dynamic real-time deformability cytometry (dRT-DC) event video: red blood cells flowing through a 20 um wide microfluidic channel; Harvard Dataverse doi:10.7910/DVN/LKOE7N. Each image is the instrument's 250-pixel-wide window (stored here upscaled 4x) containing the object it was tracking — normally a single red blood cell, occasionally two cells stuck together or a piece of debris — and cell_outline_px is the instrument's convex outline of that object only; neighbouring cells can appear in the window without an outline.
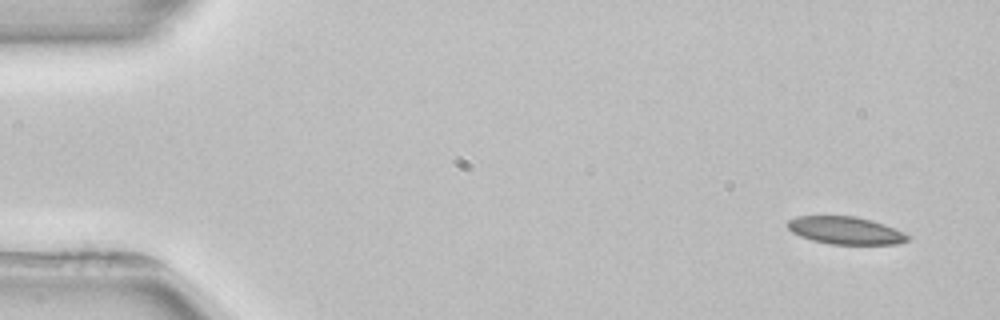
{"species": "common noctule bat (a hibernating species)", "species_latin": "Nyctalus noctula", "temperature_condition": "room temperature", "stored_images_in_passage": 4, "camera_frame_rate_fps": 3000, "um_per_image_px": 0.085, "animal": {"sex": "female", "body_mass_g": 22.7, "forearm_length_mm": 54.2}, "frame": {"image": 1, "passage_image": 1, "time_ms": 0.0, "image_size_px": [1000, 320], "cell_outline_px": [[908, 240], [896, 244], [828, 244], [812, 240], [800, 236], [792, 232], [788, 228], [788, 220], [796, 216], [852, 216], [884, 224], [904, 232], [908, 236]], "centroid_in_image_um": [71.83, 19.59], "position_along_channel_um": 13.2, "area_um2": 19.07}}
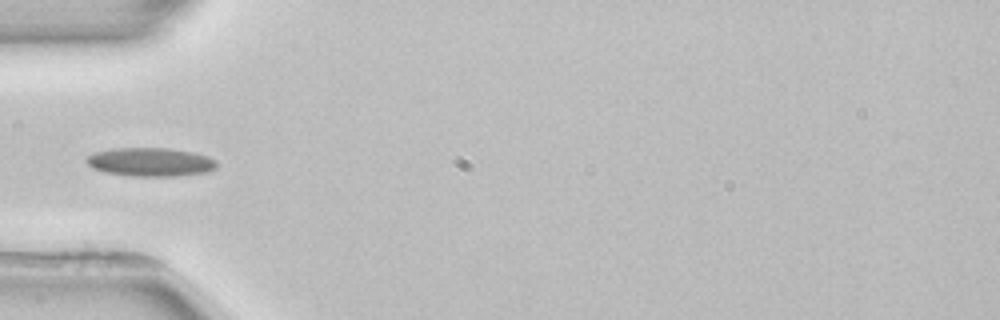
{"frame": {"image": 2, "passage_image": 4, "time_ms": 4.667, "image_size_px": [1000, 320], "cell_outline_px": [[216, 168], [208, 172], [172, 176], [132, 176], [104, 172], [92, 168], [84, 160], [88, 156], [96, 152], [112, 148], [168, 148], [192, 152], [208, 156], [216, 160]], "centroid_in_image_um": [12.78, 13.77], "position_along_channel_um": 72.2, "area_um2": 21.73}}